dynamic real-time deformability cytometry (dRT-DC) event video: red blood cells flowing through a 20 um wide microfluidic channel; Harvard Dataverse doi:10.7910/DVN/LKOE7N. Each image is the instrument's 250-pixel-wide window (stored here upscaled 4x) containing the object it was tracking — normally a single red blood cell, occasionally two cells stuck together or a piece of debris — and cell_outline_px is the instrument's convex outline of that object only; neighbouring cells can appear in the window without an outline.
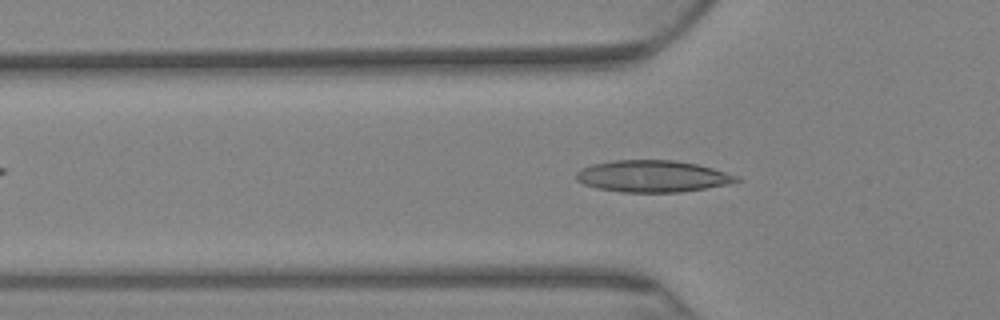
{"species": "Egyptian fruit bat (a non-hibernating species)", "species_latin": "Rousettus aegyptiacus", "temperature_condition": "warm", "stored_images_in_passage": 66, "camera_frame_rate_fps": 3000, "um_per_image_px": 0.085, "animal": {"sex": "female"}, "frame": {"image": 1, "passage_image": 24, "time_ms": 7.667, "image_size_px": [1000, 320], "cell_outline_px": [[740, 180], [724, 184], [704, 188], [680, 192], [620, 192], [596, 188], [584, 184], [576, 180], [576, 172], [580, 168], [592, 164], [612, 160], [672, 160], [696, 164], [712, 168], [740, 176]], "centroid_in_image_um": [55.4, 14.97], "position_along_channel_um": 70.4, "area_um2": 29.54}}
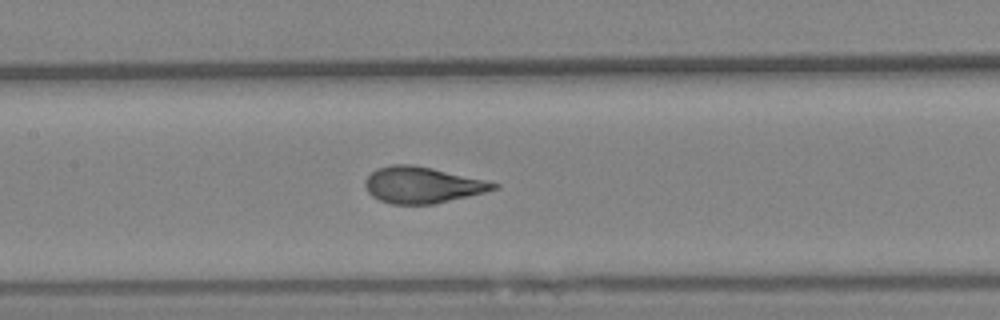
{"frame": {"image": 2, "passage_image": 35, "time_ms": 11.333, "image_size_px": [1000, 320], "cell_outline_px": [[500, 184], [496, 188], [484, 192], [436, 204], [392, 204], [380, 200], [372, 196], [368, 192], [364, 184], [364, 180], [376, 168], [392, 164], [412, 164], [432, 168], [484, 180]], "centroid_in_image_um": [35.85, 15.72], "position_along_channel_um": 171.6, "area_um2": 26.99}}
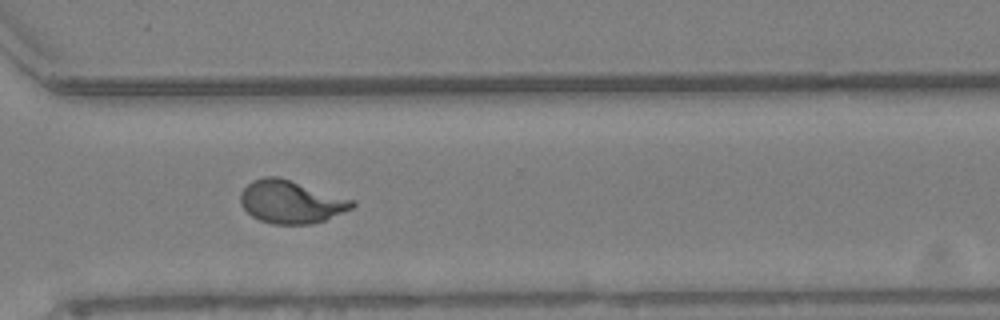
{"frame": {"image": 3, "passage_image": 54, "time_ms": 17.667, "image_size_px": [1000, 320], "cell_outline_px": [[356, 204], [352, 208], [324, 220], [312, 224], [272, 224], [260, 220], [252, 216], [240, 204], [240, 192], [252, 180], [264, 176], [276, 176], [352, 200]], "centroid_in_image_um": [24.67, 17.17], "position_along_channel_um": 345.9, "area_um2": 27.4}}